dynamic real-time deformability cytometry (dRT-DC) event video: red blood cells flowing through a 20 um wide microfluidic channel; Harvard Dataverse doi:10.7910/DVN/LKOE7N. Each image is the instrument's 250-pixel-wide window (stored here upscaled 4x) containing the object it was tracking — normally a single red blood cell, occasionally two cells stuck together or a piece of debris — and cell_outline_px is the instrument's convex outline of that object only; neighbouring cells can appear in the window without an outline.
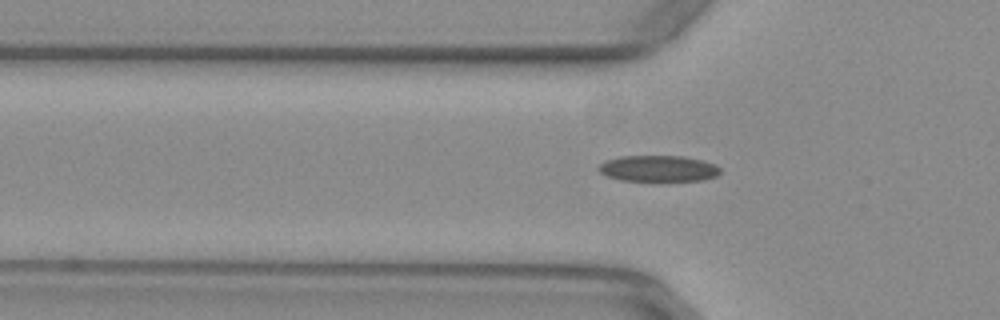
{"species": "common noctule bat (a hibernating species)", "species_latin": "Nyctalus noctula", "temperature_condition": "warm", "stored_images_in_passage": 25, "camera_frame_rate_fps": 3000, "um_per_image_px": 0.085, "animal": {"sex": "female", "body_mass_g": 29.2, "forearm_length_mm": 56.3}, "frame": {"image": 1, "passage_image": 2, "time_ms": 0.333, "image_size_px": [1000, 320], "cell_outline_px": [[720, 172], [716, 176], [704, 180], [620, 180], [608, 176], [600, 172], [596, 168], [604, 160], [620, 156], [684, 156], [716, 164], [720, 168]], "centroid_in_image_um": [55.94, 14.31], "position_along_channel_um": 69.9, "area_um2": 18.44}}
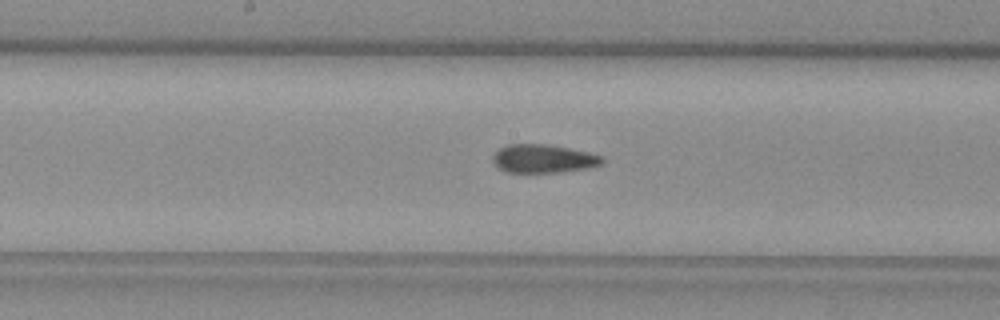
{"frame": {"image": 2, "passage_image": 12, "time_ms": 3.667, "image_size_px": [1000, 320], "cell_outline_px": [[604, 164], [592, 168], [560, 172], [504, 172], [492, 160], [492, 156], [500, 148], [508, 144], [548, 144], [588, 152], [604, 156]], "centroid_in_image_um": [46.24, 13.49], "position_along_channel_um": 202.0, "area_um2": 18.26}}
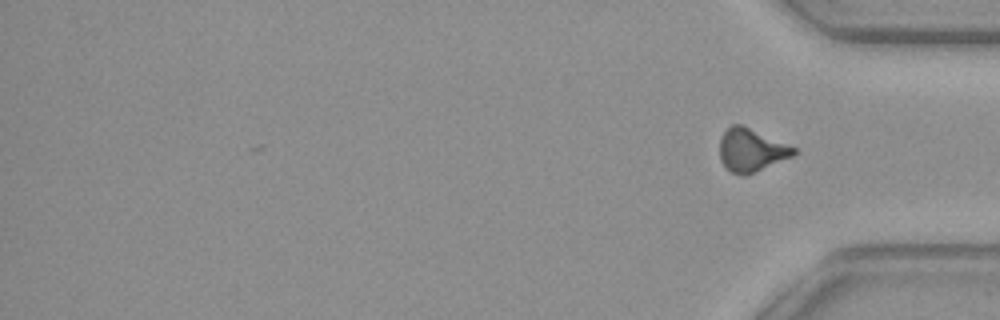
{"frame": {"image": 3, "passage_image": 25, "time_ms": 8.0, "image_size_px": [1000, 320], "cell_outline_px": [[796, 152], [792, 156], [744, 176], [732, 172], [720, 160], [720, 140], [724, 132], [732, 124], [740, 124], [796, 148]], "centroid_in_image_um": [63.83, 12.76], "position_along_channel_um": 371.4, "area_um2": 17.98}, "authors_computed_cell_mechanics": {"area_um2": 18.3804, "velocity_mm_per_s": 3.9502, "shape_relaxation_time_tau1_ms": null, "shape_relaxation_time_tau2_ms": 3.3281, "deformation_change_tau1": null, "deformation_change_tau2": 0.0944}}